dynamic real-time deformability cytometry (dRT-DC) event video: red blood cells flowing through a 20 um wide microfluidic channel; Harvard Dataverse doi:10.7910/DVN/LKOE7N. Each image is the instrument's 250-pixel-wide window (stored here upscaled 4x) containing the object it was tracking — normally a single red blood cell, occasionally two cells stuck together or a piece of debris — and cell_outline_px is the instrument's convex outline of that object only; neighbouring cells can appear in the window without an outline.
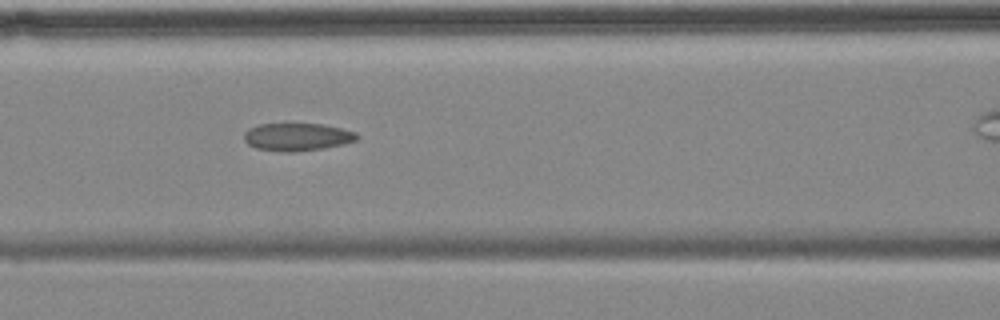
{"species": "common noctule bat (a hibernating species)", "species_latin": "Nyctalus noctula", "temperature_condition": "cold", "stored_images_in_passage": 6, "camera_frame_rate_fps": 3000, "um_per_image_px": 0.085, "animal": {"sex": "female", "body_mass_g": 18.4}, "frame": {"image": 1, "passage_image": 3, "time_ms": 2.333, "image_size_px": [1000, 320], "cell_outline_px": [[360, 136], [356, 140], [344, 144], [324, 148], [292, 152], [284, 152], [256, 148], [248, 144], [244, 140], [244, 132], [248, 128], [260, 124], [324, 124], [356, 132]], "centroid_in_image_um": [25.26, 11.64], "position_along_channel_um": 141.3, "area_um2": 18.26}}
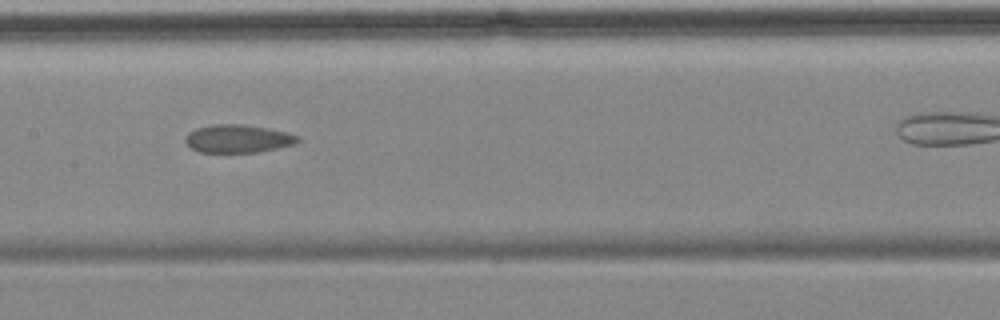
{"frame": {"image": 2, "passage_image": 4, "time_ms": 3.667, "image_size_px": [1000, 320], "cell_outline_px": [[300, 140], [292, 144], [276, 148], [256, 152], [200, 152], [192, 148], [184, 140], [188, 132], [196, 128], [212, 124], [244, 124], [268, 128], [288, 132], [300, 136]], "centroid_in_image_um": [20.22, 11.77], "position_along_channel_um": 187.2, "area_um2": 18.32}}
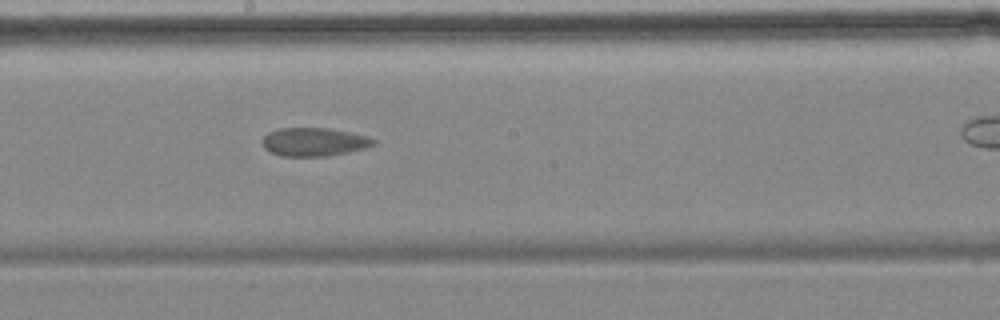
{"frame": {"image": 3, "passage_image": 5, "time_ms": 4.667, "image_size_px": [1000, 320], "cell_outline_px": [[376, 144], [364, 148], [348, 152], [328, 156], [280, 156], [264, 148], [264, 136], [268, 132], [280, 128], [328, 128], [368, 136], [376, 140]], "centroid_in_image_um": [26.71, 12.06], "position_along_channel_um": 221.5, "area_um2": 18.26}}